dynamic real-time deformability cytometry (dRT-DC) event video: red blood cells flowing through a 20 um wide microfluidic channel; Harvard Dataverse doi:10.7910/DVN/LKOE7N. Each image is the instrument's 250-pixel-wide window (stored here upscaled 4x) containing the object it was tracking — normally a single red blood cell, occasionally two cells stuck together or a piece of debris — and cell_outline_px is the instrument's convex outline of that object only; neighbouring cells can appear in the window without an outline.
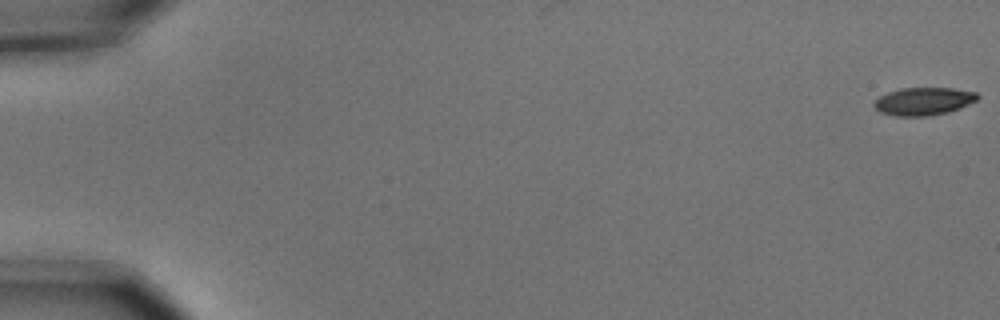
{"species": "common noctule bat (a hibernating species)", "species_latin": "Nyctalus noctula", "temperature_condition": "cold", "stored_images_in_passage": 7, "segment_of_instrument_passage": [1, 2], "camera_frame_rate_fps": 3000, "um_per_image_px": 0.085, "animal": {"sex": "male", "body_mass_g": 15.6}, "frame": {"image": 1, "passage_image": 1, "time_ms": 0.0, "image_size_px": [1000, 320], "cell_outline_px": [[980, 96], [976, 100], [960, 108], [948, 112], [928, 116], [896, 116], [880, 112], [872, 104], [880, 96], [888, 92], [900, 88], [952, 88], [976, 92]], "centroid_in_image_um": [78.5, 8.61], "position_along_channel_um": 6.5, "area_um2": 16.7}}
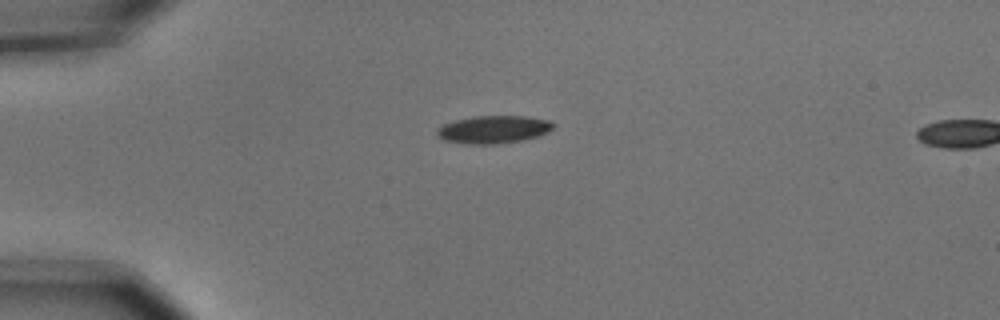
{"frame": {"image": 2, "passage_image": 5, "time_ms": 1.333, "image_size_px": [1000, 320], "cell_outline_px": [[556, 124], [548, 132], [524, 140], [492, 144], [468, 144], [444, 140], [436, 136], [436, 128], [440, 124], [452, 120], [472, 116], [528, 116], [552, 120]], "centroid_in_image_um": [41.91, 10.99], "position_along_channel_um": 43.1, "area_um2": 19.19}}